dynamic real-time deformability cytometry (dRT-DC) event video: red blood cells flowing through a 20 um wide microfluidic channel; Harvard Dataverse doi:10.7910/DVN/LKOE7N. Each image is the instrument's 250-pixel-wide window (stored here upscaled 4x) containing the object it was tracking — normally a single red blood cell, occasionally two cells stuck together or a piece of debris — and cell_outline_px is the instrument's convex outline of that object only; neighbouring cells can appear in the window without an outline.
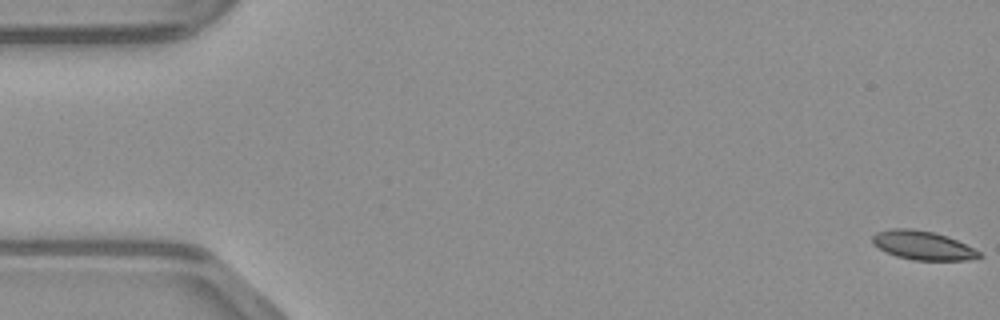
{"species": "common noctule bat (a hibernating species)", "species_latin": "Nyctalus noctula", "temperature_condition": "warm", "stored_images_in_passage": 49, "camera_frame_rate_fps": 3000, "um_per_image_px": 0.085, "animal": {"sex": "male", "body_mass_g": 23.1, "forearm_length_mm": 52.7}, "frame": {"image": 1, "passage_image": 1, "time_ms": 0.0, "image_size_px": [1000, 320], "cell_outline_px": [[984, 256], [968, 260], [912, 260], [896, 256], [872, 244], [872, 236], [876, 232], [888, 228], [912, 228], [936, 232], [948, 236], [980, 252]], "centroid_in_image_um": [78.42, 20.84], "position_along_channel_um": 6.6, "area_um2": 18.03}}
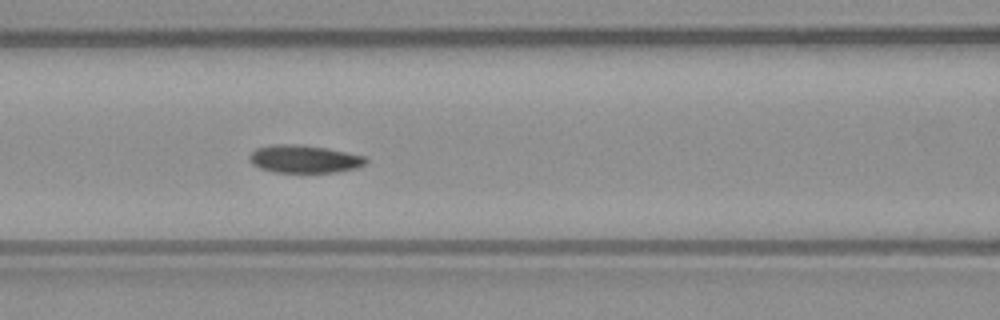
{"frame": {"image": 2, "passage_image": 21, "time_ms": 6.667, "image_size_px": [1000, 320], "cell_outline_px": [[368, 160], [364, 164], [356, 168], [336, 172], [272, 172], [260, 168], [252, 164], [248, 160], [248, 156], [256, 148], [272, 144], [300, 144], [324, 148], [364, 156]], "centroid_in_image_um": [25.8, 13.51], "position_along_channel_um": 140.8, "area_um2": 18.79}}
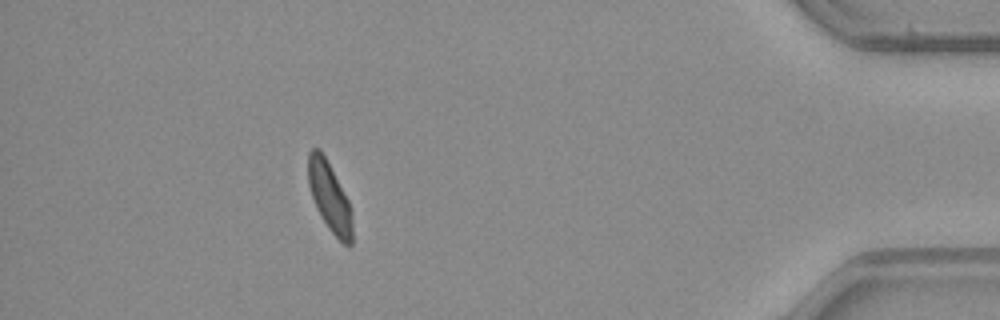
{"frame": {"image": 3, "passage_image": 44, "time_ms": 14.333, "image_size_px": [1000, 320], "cell_outline_px": [[352, 244], [344, 244], [328, 228], [316, 208], [308, 184], [308, 152], [312, 148], [320, 148], [348, 200], [352, 212]], "centroid_in_image_um": [28.0, 16.73], "position_along_channel_um": 407.2, "area_um2": 17.57}}